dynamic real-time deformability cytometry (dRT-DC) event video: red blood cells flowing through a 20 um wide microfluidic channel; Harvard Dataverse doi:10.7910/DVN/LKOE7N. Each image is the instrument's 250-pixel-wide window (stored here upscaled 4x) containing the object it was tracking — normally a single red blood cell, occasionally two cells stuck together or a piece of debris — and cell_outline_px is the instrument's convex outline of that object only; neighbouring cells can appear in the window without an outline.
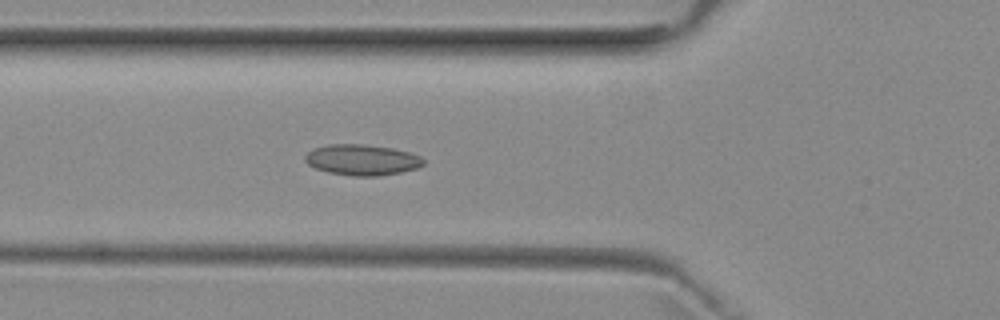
{"species": "common noctule bat (a hibernating species)", "species_latin": "Nyctalus noctula", "temperature_condition": "room temperature", "stored_images_in_passage": 31, "camera_frame_rate_fps": 3000, "um_per_image_px": 0.085, "animal": {"sex": "female", "body_mass_g": 29.2, "forearm_length_mm": 56.3}, "frame": {"image": 1, "passage_image": 13, "time_ms": 4.0, "image_size_px": [1000, 320], "cell_outline_px": [[424, 164], [416, 168], [400, 172], [380, 176], [352, 176], [328, 172], [316, 168], [308, 164], [304, 160], [304, 156], [312, 148], [328, 144], [360, 144], [392, 148], [412, 152], [420, 156], [424, 160]], "centroid_in_image_um": [30.76, 13.58], "position_along_channel_um": 95.0, "area_um2": 21.33}}
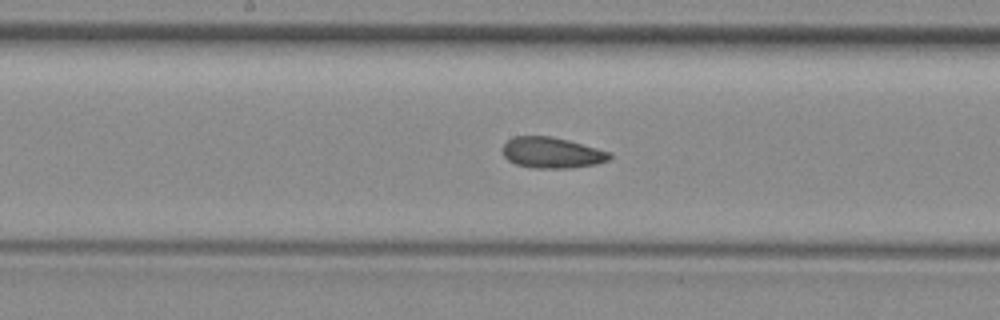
{"frame": {"image": 2, "passage_image": 21, "time_ms": 6.667, "image_size_px": [1000, 320], "cell_outline_px": [[612, 156], [608, 160], [596, 164], [572, 168], [532, 168], [516, 164], [508, 160], [504, 156], [504, 144], [508, 140], [516, 136], [552, 136], [568, 140], [612, 152]], "centroid_in_image_um": [46.94, 12.98], "position_along_channel_um": 201.3, "area_um2": 19.25}}
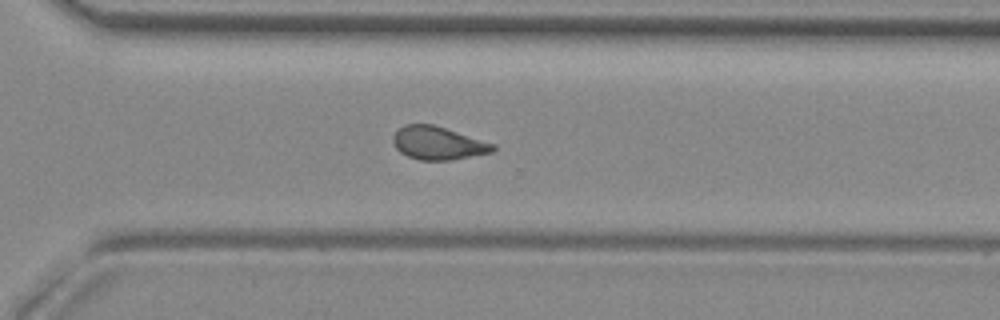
{"frame": {"image": 3, "passage_image": 31, "time_ms": 10.0, "image_size_px": [1000, 320], "cell_outline_px": [[496, 148], [492, 152], [452, 160], [420, 160], [408, 156], [400, 152], [396, 148], [392, 140], [392, 136], [404, 124], [432, 124], [496, 144]], "centroid_in_image_um": [37.23, 12.17], "position_along_channel_um": 333.4, "area_um2": 19.19}}